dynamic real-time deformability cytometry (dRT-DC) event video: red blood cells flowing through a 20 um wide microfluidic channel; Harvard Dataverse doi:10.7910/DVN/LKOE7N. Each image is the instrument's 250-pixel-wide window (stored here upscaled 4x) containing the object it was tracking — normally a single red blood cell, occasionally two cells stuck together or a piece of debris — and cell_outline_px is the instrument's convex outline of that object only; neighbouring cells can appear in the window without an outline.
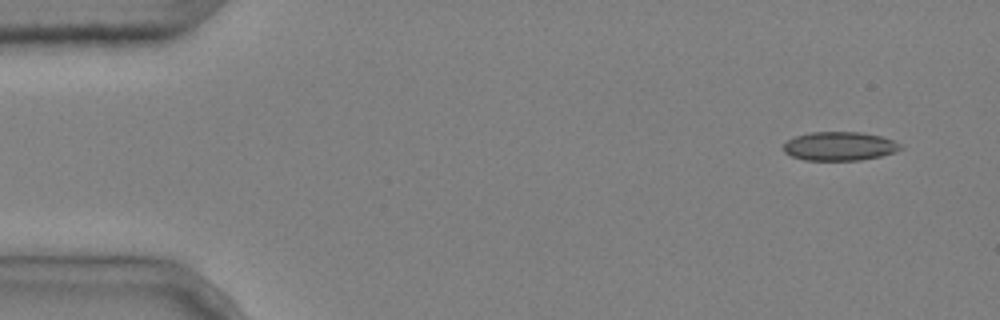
{"species": "common noctule bat (a hibernating species)", "species_latin": "Nyctalus noctula", "temperature_condition": "cold", "stored_images_in_passage": 4, "camera_frame_rate_fps": 3000, "um_per_image_px": 0.085, "animal": {"sex": "male", "body_mass_g": 20.4}, "frame": {"image": 1, "passage_image": 1, "time_ms": 0.0, "image_size_px": [1000, 320], "cell_outline_px": [[904, 148], [896, 152], [880, 156], [860, 160], [804, 160], [792, 156], [784, 152], [784, 144], [788, 140], [796, 136], [812, 132], [860, 132], [880, 136], [892, 140], [900, 144]], "centroid_in_image_um": [71.38, 12.43], "position_along_channel_um": 13.6, "area_um2": 19.54}}
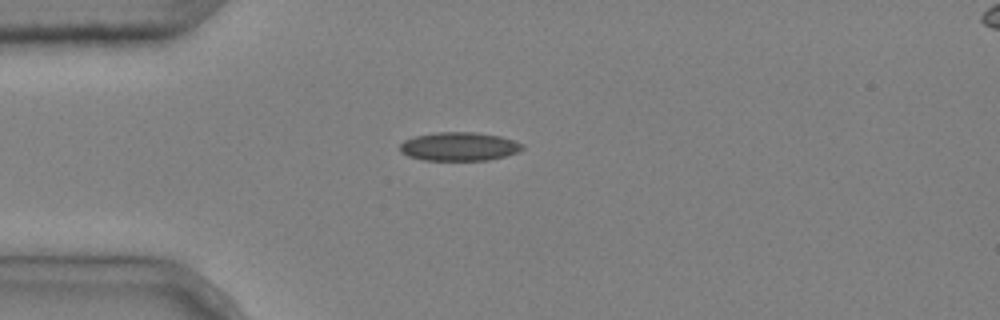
{"frame": {"image": 2, "passage_image": 4, "time_ms": 1.0, "image_size_px": [1000, 320], "cell_outline_px": [[524, 148], [516, 152], [504, 156], [488, 160], [424, 160], [408, 156], [400, 152], [400, 144], [404, 140], [416, 136], [436, 132], [476, 132], [500, 136], [524, 144]], "centroid_in_image_um": [39.01, 12.45], "position_along_channel_um": 46.0, "area_um2": 20.35}}